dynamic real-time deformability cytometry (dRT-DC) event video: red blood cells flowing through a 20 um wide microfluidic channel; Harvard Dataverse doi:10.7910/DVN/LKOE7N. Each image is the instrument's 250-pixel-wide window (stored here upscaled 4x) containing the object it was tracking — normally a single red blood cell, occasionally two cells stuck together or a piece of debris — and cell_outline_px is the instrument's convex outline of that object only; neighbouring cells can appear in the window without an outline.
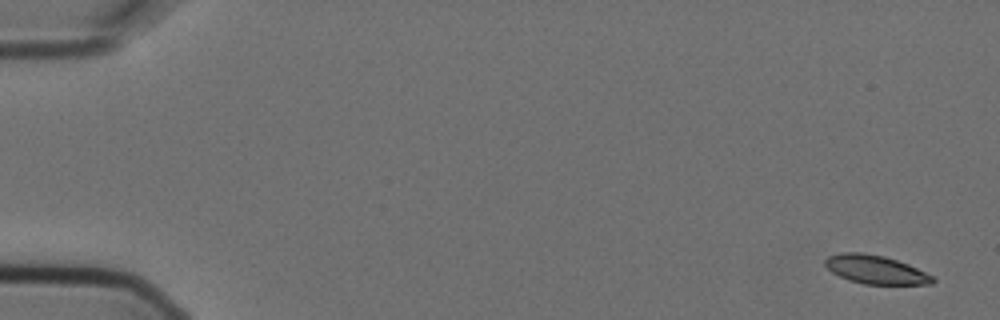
{"species": "Egyptian fruit bat (a non-hibernating species)", "species_latin": "Rousettus aegyptiacus", "temperature_condition": "cold", "stored_images_in_passage": 5, "camera_frame_rate_fps": 3000, "um_per_image_px": 0.085, "animal": {"sex": "female"}, "frame": {"image": 1, "passage_image": 1, "time_ms": 0.0, "image_size_px": [1000, 320], "cell_outline_px": [[936, 280], [932, 284], [864, 284], [848, 280], [832, 272], [824, 264], [824, 260], [828, 256], [840, 252], [860, 252], [884, 256], [908, 264], [932, 276]], "centroid_in_image_um": [74.39, 22.91], "position_along_channel_um": 10.6, "area_um2": 17.8}}